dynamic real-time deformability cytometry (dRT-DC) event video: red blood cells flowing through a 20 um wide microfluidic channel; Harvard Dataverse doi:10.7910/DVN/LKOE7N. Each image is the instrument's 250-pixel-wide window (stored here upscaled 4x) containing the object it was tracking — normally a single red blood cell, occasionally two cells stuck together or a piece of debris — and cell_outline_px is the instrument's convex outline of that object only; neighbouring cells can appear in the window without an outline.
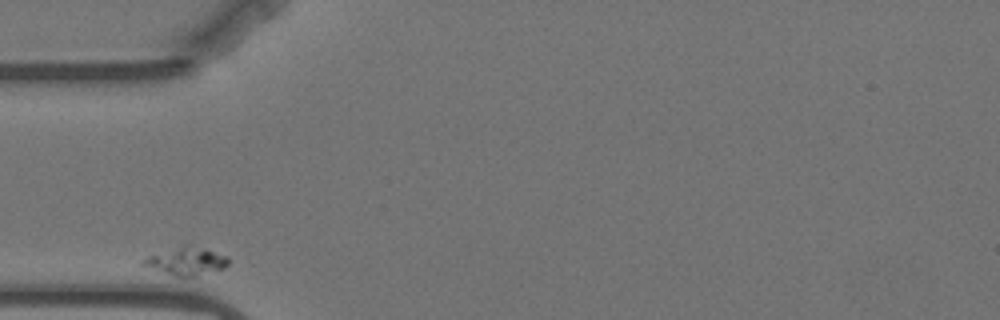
{"species": "Egyptian fruit bat (a non-hibernating species)", "species_latin": "Rousettus aegyptiacus", "temperature_condition": "warm", "stored_images_in_passage": 34, "camera_frame_rate_fps": 3000, "um_per_image_px": 0.085, "animal": {"sex": "female"}, "frame": {"image": 1, "passage_image": 1, "time_ms": 0.0, "image_size_px": [1000, 320], "cell_outline_px": [[228, 264], [224, 268], [184, 280], [140, 264], [140, 260], [148, 256], [184, 244], [192, 244], [228, 256]], "centroid_in_image_um": [15.83, 22.22], "position_along_channel_um": 69.2, "area_um2": 14.28}}
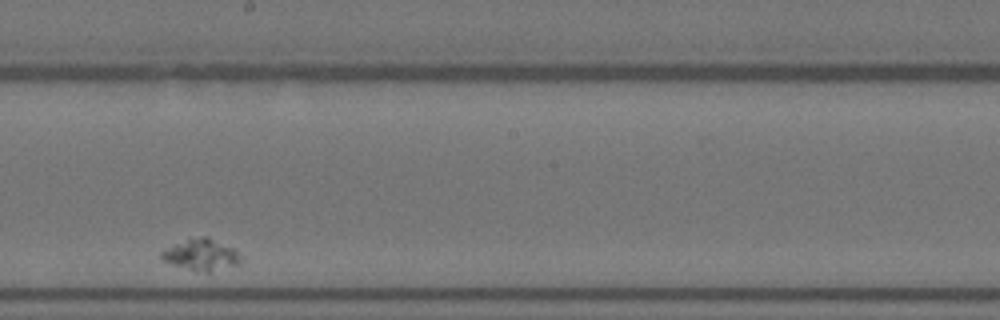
{"frame": {"image": 2, "passage_image": 20, "time_ms": 6.333, "image_size_px": [1000, 320], "cell_outline_px": [[244, 260], [236, 264], [208, 272], [196, 272], [172, 264], [164, 260], [160, 256], [160, 252], [176, 244], [188, 240], [204, 236], [236, 248], [244, 256]], "centroid_in_image_um": [17.19, 21.67], "position_along_channel_um": 231.0, "area_um2": 14.33}}
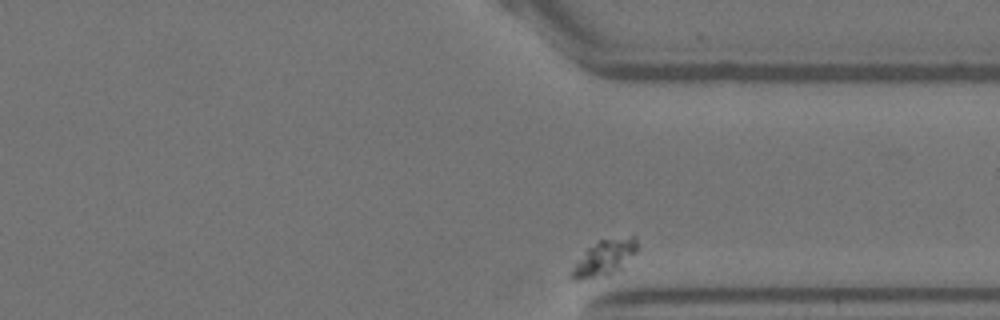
{"frame": {"image": 3, "passage_image": 34, "time_ms": 11.0, "image_size_px": [1000, 320], "cell_outline_px": [[640, 248], [620, 268], [608, 276], [576, 280], [572, 280], [568, 276], [576, 264], [588, 248], [600, 240], [632, 236], [640, 244]], "centroid_in_image_um": [51.4, 21.93], "position_along_channel_um": 360.0, "area_um2": 13.41}}